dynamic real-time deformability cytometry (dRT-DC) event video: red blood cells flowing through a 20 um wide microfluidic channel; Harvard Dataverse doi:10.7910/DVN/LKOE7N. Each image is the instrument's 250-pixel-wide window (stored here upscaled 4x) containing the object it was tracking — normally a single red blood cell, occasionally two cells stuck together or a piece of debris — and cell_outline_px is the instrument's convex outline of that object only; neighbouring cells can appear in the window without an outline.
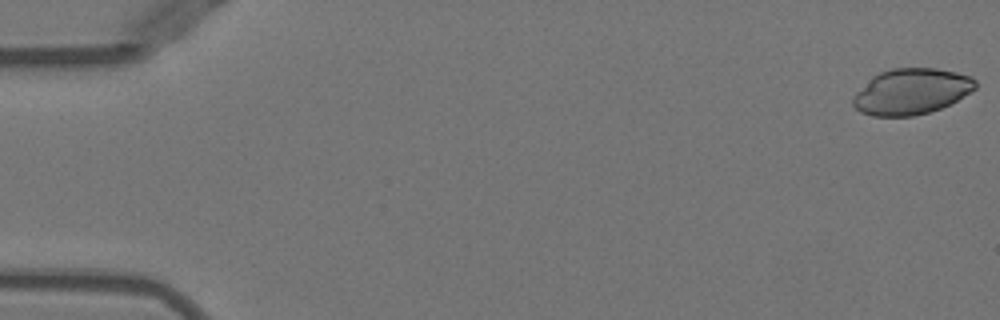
{"species": "Egyptian fruit bat (a non-hibernating species)", "species_latin": "Rousettus aegyptiacus", "temperature_condition": "warm", "stored_images_in_passage": 51, "camera_frame_rate_fps": 3000, "um_per_image_px": 0.085, "animal": {"sex": "female"}, "frame": {"image": 1, "passage_image": 1, "time_ms": 0.0, "image_size_px": [1000, 320], "cell_outline_px": [[976, 88], [956, 100], [940, 108], [928, 112], [912, 116], [872, 116], [860, 112], [852, 104], [852, 96], [872, 76], [880, 72], [892, 68], [936, 68], [956, 72], [972, 76], [976, 80]], "centroid_in_image_um": [77.44, 7.77], "position_along_channel_um": 7.6, "area_um2": 32.66}}